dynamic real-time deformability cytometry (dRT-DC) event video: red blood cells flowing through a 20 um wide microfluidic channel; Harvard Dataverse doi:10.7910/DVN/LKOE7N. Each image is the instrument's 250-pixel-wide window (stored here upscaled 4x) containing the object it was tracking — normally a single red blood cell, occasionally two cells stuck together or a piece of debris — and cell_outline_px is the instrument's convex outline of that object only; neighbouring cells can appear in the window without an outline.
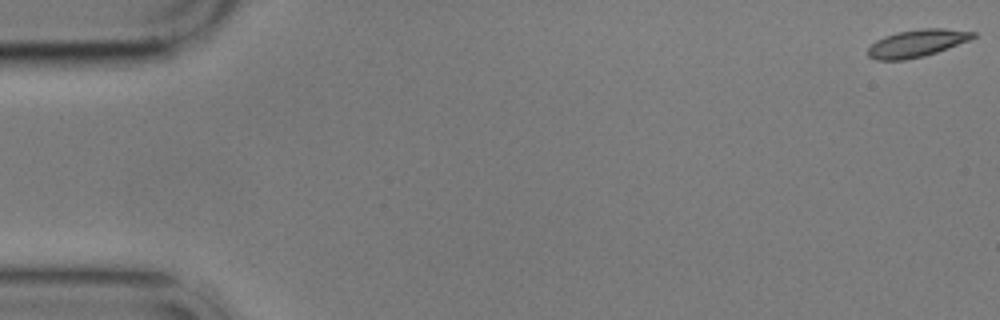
{"species": "common noctule bat (a hibernating species)", "species_latin": "Nyctalus noctula", "temperature_condition": "cold", "stored_images_in_passage": 6, "camera_frame_rate_fps": 3000, "um_per_image_px": 0.085, "animal": {"sex": "male", "body_mass_g": 17.9}, "frame": {"image": 1, "passage_image": 1, "time_ms": 0.0, "image_size_px": [1000, 320], "cell_outline_px": [[976, 36], [968, 40], [948, 48], [924, 56], [904, 60], [876, 60], [868, 56], [868, 48], [876, 40], [884, 36], [896, 32], [920, 28], [944, 28], [976, 32]], "centroid_in_image_um": [77.92, 3.67], "position_along_channel_um": 7.1, "area_um2": 16.76}}
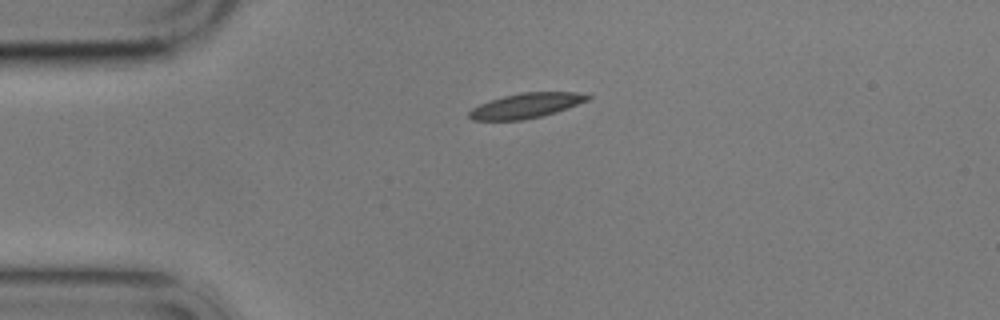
{"frame": {"image": 2, "passage_image": 4, "time_ms": 4.333, "image_size_px": [1000, 320], "cell_outline_px": [[592, 96], [588, 100], [568, 108], [556, 112], [540, 116], [520, 120], [472, 120], [468, 116], [468, 112], [472, 108], [480, 104], [504, 96], [520, 92], [576, 92]], "centroid_in_image_um": [44.71, 8.97], "position_along_channel_um": 40.3, "area_um2": 17.05}}